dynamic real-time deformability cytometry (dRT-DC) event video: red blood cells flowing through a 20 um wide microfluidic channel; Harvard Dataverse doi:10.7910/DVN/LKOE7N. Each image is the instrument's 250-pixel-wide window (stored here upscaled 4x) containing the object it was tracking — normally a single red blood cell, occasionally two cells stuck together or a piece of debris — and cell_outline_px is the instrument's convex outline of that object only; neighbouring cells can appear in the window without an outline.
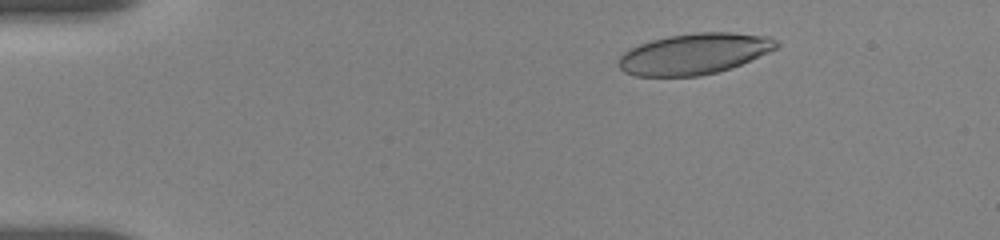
{"species": "human", "species_latin": "Homo sapiens", "temperature_condition": "room temperature", "stored_images_in_passage": 5, "camera_frame_rate_fps": 3000, "um_per_image_px": 0.085, "donor": {"sex": "female"}, "frame": {"image": 1, "passage_image": 1, "time_ms": 0.0, "image_size_px": [1000, 240], "cell_outline_px": [[780, 44], [776, 48], [768, 52], [740, 64], [716, 72], [696, 76], [636, 76], [624, 72], [616, 64], [616, 60], [628, 48], [652, 40], [668, 36], [696, 32], [732, 32], [768, 36], [776, 40]], "centroid_in_image_um": [58.96, 4.57], "position_along_channel_um": 26.0, "area_um2": 37.57}}